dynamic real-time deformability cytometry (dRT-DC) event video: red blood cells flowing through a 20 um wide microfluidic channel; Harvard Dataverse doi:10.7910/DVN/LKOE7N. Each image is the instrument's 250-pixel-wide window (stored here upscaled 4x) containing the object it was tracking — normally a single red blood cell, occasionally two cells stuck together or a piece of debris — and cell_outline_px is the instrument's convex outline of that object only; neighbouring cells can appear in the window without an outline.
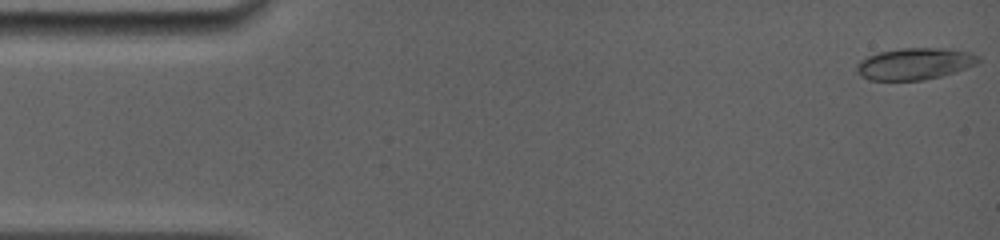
{"species": "common noctule bat (a hibernating species)", "species_latin": "Nyctalus noctula", "temperature_condition": "room temperature", "stored_images_in_passage": 50, "camera_frame_rate_fps": 5000, "um_per_image_px": 0.085, "animal": {"sex": "female", "body_mass_g": 19.0, "forearm_length_mm": 56.7}, "frame": {"image": 1, "passage_image": 1, "time_ms": 0.0, "image_size_px": [1000, 240], "cell_outline_px": [[980, 60], [976, 64], [940, 76], [924, 80], [868, 80], [860, 76], [856, 72], [856, 64], [860, 60], [868, 56], [880, 52], [900, 48], [948, 48], [972, 52], [980, 56]], "centroid_in_image_um": [77.73, 5.41], "position_along_channel_um": 7.3, "area_um2": 22.54}}
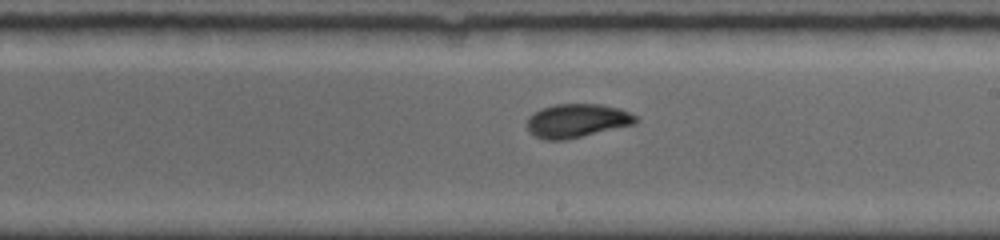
{"frame": {"image": 2, "passage_image": 25, "time_ms": 9.0, "image_size_px": [1000, 240], "cell_outline_px": [[640, 120], [636, 124], [564, 140], [544, 140], [528, 132], [528, 116], [544, 108], [556, 104], [600, 104], [620, 108], [636, 116]], "centroid_in_image_um": [49.07, 10.26], "position_along_channel_um": 239.9, "area_um2": 21.27}}
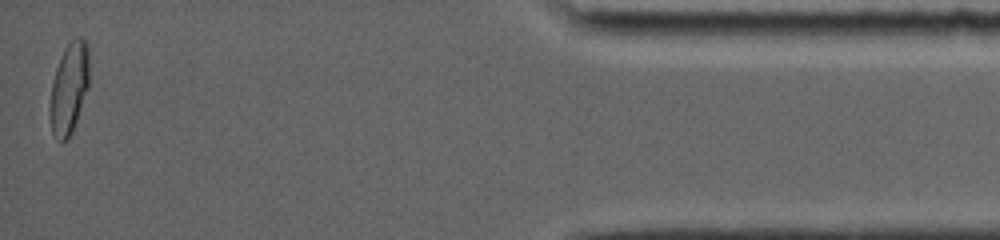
{"frame": {"image": 3, "passage_image": 50, "time_ms": 15.4, "image_size_px": [1000, 240], "cell_outline_px": [[88, 88], [72, 132], [64, 140], [60, 140], [52, 132], [48, 112], [52, 80], [60, 56], [64, 48], [76, 36], [80, 36], [88, 44]], "centroid_in_image_um": [5.85, 7.46], "position_along_channel_um": 429.3, "area_um2": 20.81}, "authors_computed_cell_mechanics": {"area_um2": 21.2704, "velocity_mm_per_s": 3.9541, "shape_relaxation_time_tau1_ms": 7.2315, "shape_relaxation_time_tau2_ms": null, "deformation_change_tau1": 0.1845, "deformation_change_tau2": null}}